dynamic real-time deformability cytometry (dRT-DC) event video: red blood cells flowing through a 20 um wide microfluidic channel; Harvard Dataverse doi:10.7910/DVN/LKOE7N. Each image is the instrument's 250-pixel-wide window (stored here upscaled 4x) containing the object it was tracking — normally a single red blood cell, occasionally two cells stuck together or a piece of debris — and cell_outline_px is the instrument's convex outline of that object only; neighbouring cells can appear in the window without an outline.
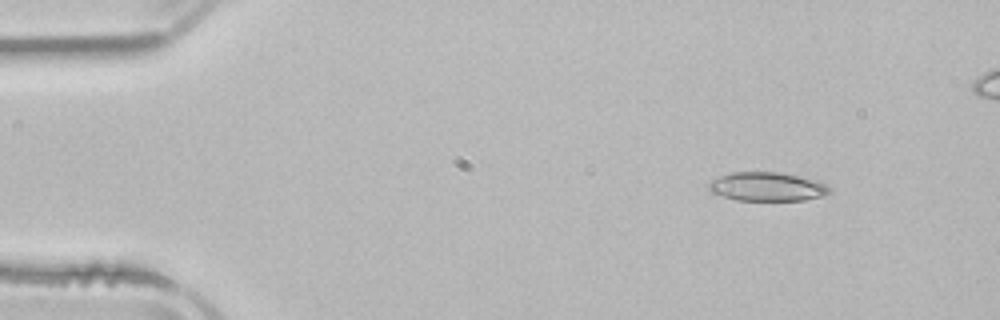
{"species": "common noctule bat (a hibernating species)", "species_latin": "Nyctalus noctula", "temperature_condition": "room temperature", "stored_images_in_passage": 5, "camera_frame_rate_fps": 3000, "um_per_image_px": 0.085, "animal": {"sex": "male", "body_mass_g": 21.5, "forearm_length_mm": 52.0}, "frame": {"image": 1, "passage_image": 2, "time_ms": 1.333, "image_size_px": [1000, 320], "cell_outline_px": [[832, 192], [824, 196], [804, 200], [736, 200], [712, 192], [708, 188], [708, 184], [712, 180], [720, 176], [732, 172], [780, 172], [816, 180], [832, 188]], "centroid_in_image_um": [65.24, 15.87], "position_along_channel_um": 19.8, "area_um2": 20.23}}